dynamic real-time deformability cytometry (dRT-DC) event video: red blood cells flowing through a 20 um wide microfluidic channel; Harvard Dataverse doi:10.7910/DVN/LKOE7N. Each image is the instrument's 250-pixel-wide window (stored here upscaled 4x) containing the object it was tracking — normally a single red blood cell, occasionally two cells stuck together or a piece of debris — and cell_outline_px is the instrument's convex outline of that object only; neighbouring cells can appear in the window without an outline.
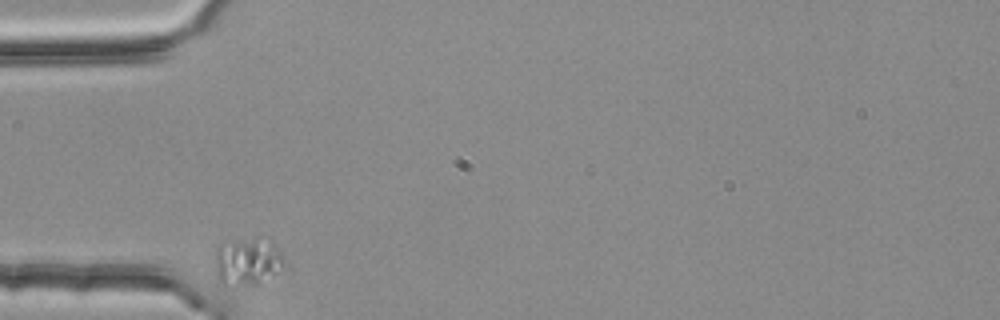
{"species": "common noctule bat (a hibernating species)", "species_latin": "Nyctalus noctula", "temperature_condition": "room temperature", "stored_images_in_passage": 32, "camera_frame_rate_fps": 3000, "um_per_image_px": 0.085, "animal": {"sex": "female", "body_mass_g": 25.1}, "frame": {"image": 1, "passage_image": 1, "time_ms": 0.0, "image_size_px": [1000, 320], "cell_outline_px": [[288, 268], [256, 284], [224, 288], [220, 284], [216, 276], [216, 248], [224, 240], [252, 240], [272, 244], [284, 256], [288, 264]], "centroid_in_image_um": [21.02, 22.32], "position_along_channel_um": 64.0, "area_um2": 19.48}}